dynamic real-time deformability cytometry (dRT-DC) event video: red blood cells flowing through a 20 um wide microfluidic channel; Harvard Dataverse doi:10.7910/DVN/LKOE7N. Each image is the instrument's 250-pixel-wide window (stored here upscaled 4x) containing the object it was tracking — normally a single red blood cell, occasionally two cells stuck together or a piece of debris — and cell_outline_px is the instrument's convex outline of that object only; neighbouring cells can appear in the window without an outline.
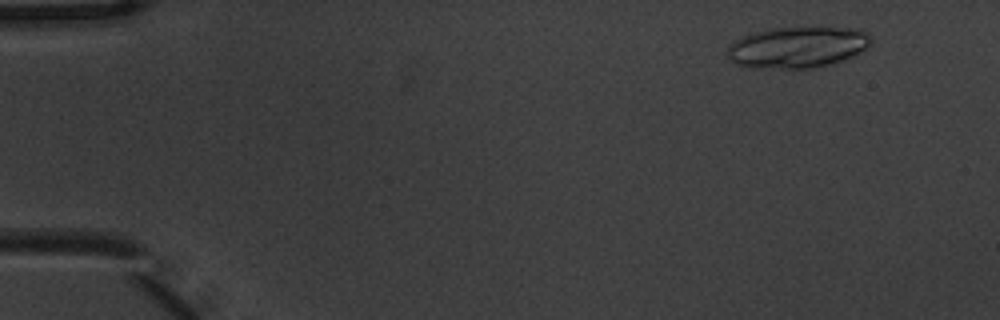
{"species": "common noctule bat (a hibernating species)", "species_latin": "Nyctalus noctula", "temperature_condition": "warm", "stored_images_in_passage": 7, "segment_of_instrument_passage": [1, 2], "camera_frame_rate_fps": 3000, "um_per_image_px": 0.085, "animal": {"sex": "male", "body_mass_g": 20.1, "forearm_length_mm": 53.5}, "frame": {"image": 1, "passage_image": 1, "time_ms": 0.0, "image_size_px": [1000, 320], "cell_outline_px": [[872, 40], [860, 52], [844, 60], [816, 68], [748, 68], [736, 64], [728, 56], [728, 48], [736, 40], [752, 32], [768, 28], [816, 24], [860, 28], [868, 32], [872, 36]], "centroid_in_image_um": [67.86, 3.95], "position_along_channel_um": 17.1, "area_um2": 35.84}}
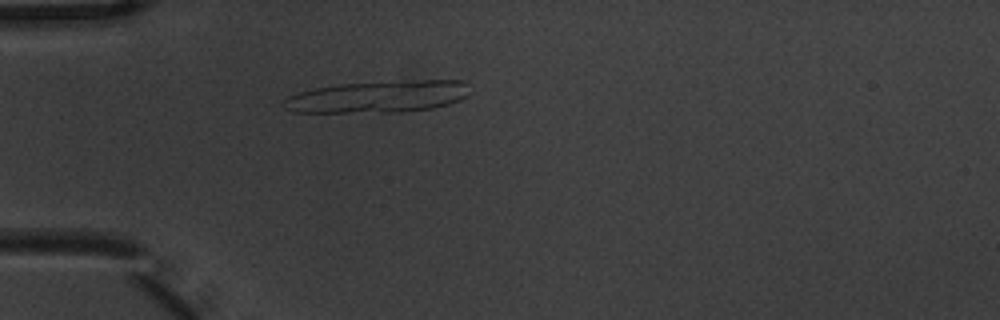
{"frame": {"image": 2, "passage_image": 4, "time_ms": 1.0, "image_size_px": [1000, 320], "cell_outline_px": [[468, 96], [460, 100], [448, 104], [432, 108], [400, 112], [292, 112], [284, 108], [280, 104], [288, 96], [300, 92], [316, 88], [340, 84], [420, 80], [464, 80], [468, 84]], "centroid_in_image_um": [32.15, 8.22], "position_along_channel_um": 52.9, "area_um2": 34.56}}